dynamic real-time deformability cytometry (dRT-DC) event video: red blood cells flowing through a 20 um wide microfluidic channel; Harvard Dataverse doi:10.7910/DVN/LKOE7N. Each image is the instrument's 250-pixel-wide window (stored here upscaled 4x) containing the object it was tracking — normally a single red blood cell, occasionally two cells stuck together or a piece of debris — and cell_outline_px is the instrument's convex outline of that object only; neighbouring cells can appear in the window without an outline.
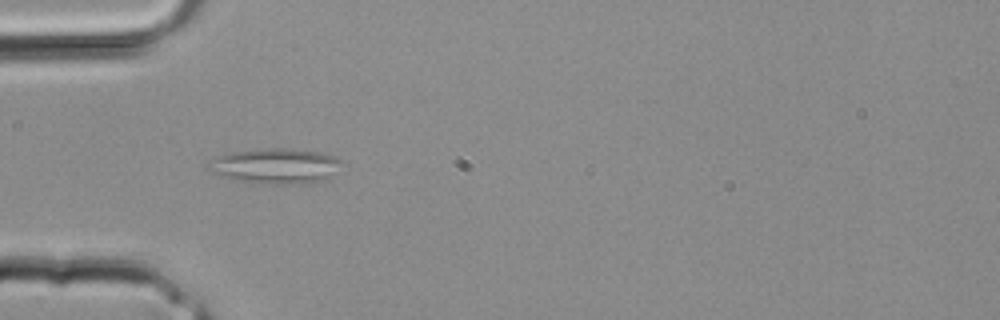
{"species": "common noctule bat (a hibernating species)", "species_latin": "Nyctalus noctula", "temperature_condition": "room temperature", "stored_images_in_passage": 12, "camera_frame_rate_fps": 3000, "um_per_image_px": 0.085, "animal": {"sex": "male", "body_mass_g": 20.4}, "frame": {"image": 1, "passage_image": 10, "time_ms": 3.0, "image_size_px": [1000, 320], "cell_outline_px": [[340, 160], [328, 180], [300, 184], [264, 184], [228, 180], [212, 172], [208, 168], [208, 160], [216, 156], [232, 152], [276, 148], [280, 148], [320, 152], [336, 156]], "centroid_in_image_um": [23.34, 14.13], "position_along_channel_um": 61.7, "area_um2": 27.4}}